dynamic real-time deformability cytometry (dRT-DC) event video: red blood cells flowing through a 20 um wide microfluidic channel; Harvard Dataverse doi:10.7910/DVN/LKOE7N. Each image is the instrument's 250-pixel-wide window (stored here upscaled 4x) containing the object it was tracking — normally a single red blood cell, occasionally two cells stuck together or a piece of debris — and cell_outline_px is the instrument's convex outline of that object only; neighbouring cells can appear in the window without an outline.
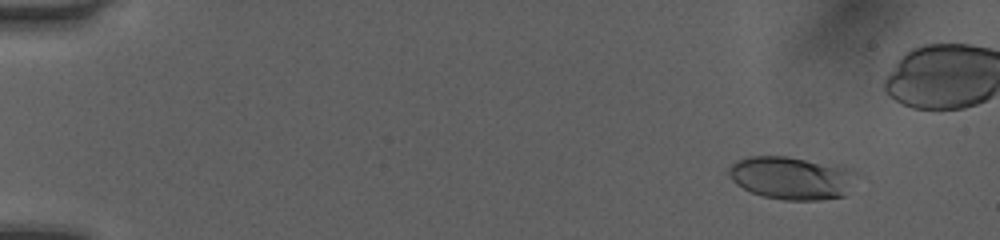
{"species": "human", "species_latin": "Homo sapiens", "temperature_condition": "room temperature", "stored_images_in_passage": 48, "camera_frame_rate_fps": 3000, "um_per_image_px": 0.085, "donor": {"sex": "female"}, "frame": {"image": 1, "passage_image": 6, "time_ms": 1.667, "image_size_px": [1000, 240], "cell_outline_px": [[856, 172], [844, 196], [820, 200], [784, 200], [764, 196], [752, 192], [736, 184], [724, 172], [736, 160], [752, 156], [788, 156], [836, 164], [848, 168]], "centroid_in_image_um": [67.23, 15.1], "position_along_channel_um": 17.8, "area_um2": 31.96}}
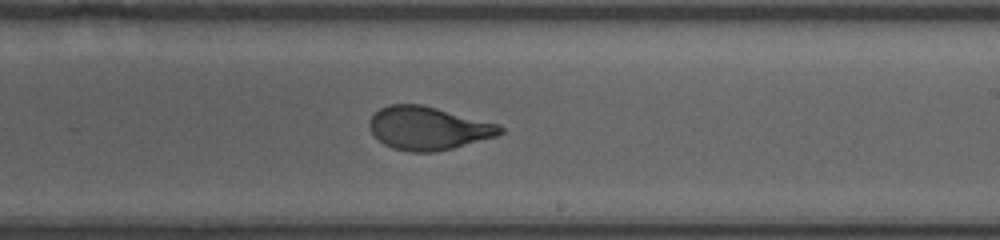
{"frame": {"image": 2, "passage_image": 33, "time_ms": 10.667, "image_size_px": [1000, 240], "cell_outline_px": [[504, 132], [496, 136], [452, 148], [436, 152], [408, 152], [392, 148], [384, 144], [368, 128], [368, 120], [380, 108], [388, 104], [420, 104], [500, 124], [504, 128]], "centroid_in_image_um": [36.38, 10.9], "position_along_channel_um": 252.6, "area_um2": 32.89}}
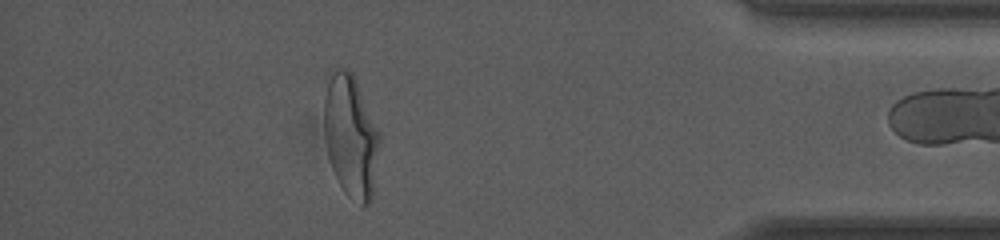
{"frame": {"image": 3, "passage_image": 47, "time_ms": 15.333, "image_size_px": [1000, 240], "cell_outline_px": [[380, 140], [372, 200], [364, 208], [348, 196], [344, 192], [332, 168], [328, 156], [324, 136], [324, 96], [328, 68], [344, 68], [352, 72], [356, 80], [380, 136]], "centroid_in_image_um": [29.78, 11.55], "position_along_channel_um": 405.4, "area_um2": 39.88}}